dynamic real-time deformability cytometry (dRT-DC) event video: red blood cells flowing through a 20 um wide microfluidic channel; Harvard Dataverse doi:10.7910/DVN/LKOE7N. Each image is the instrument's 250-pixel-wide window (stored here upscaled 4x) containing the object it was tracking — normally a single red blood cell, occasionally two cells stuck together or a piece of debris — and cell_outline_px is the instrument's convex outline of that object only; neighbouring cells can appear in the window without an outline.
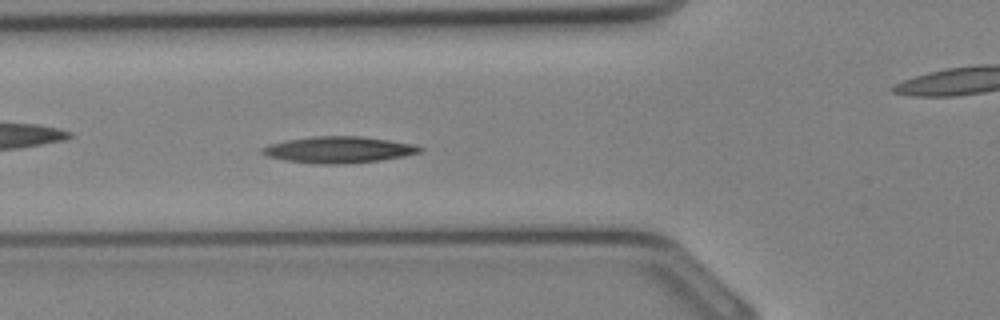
{"species": "Egyptian fruit bat (a non-hibernating species)", "species_latin": "Rousettus aegyptiacus", "temperature_condition": "cold", "stored_images_in_passage": 32, "camera_frame_rate_fps": 3000, "um_per_image_px": 0.085, "animal": {"sex": "female"}, "frame": {"image": 1, "passage_image": 10, "time_ms": 3.0, "image_size_px": [1000, 320], "cell_outline_px": [[424, 148], [420, 152], [404, 156], [380, 160], [344, 164], [312, 164], [284, 160], [268, 156], [260, 152], [260, 148], [272, 144], [288, 140], [312, 136], [360, 136], [416, 144]], "centroid_in_image_um": [28.8, 12.73], "position_along_channel_um": 97.0, "area_um2": 24.28}}